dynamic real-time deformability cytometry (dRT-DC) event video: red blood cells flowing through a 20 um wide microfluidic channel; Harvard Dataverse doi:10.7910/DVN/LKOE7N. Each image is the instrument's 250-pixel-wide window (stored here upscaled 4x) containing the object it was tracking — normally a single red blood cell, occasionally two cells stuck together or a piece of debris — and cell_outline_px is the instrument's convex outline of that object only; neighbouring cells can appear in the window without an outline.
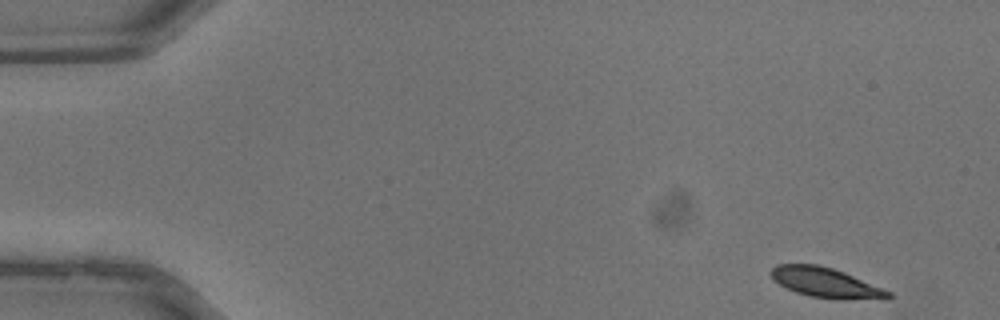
{"species": "common noctule bat (a hibernating species)", "species_latin": "Nyctalus noctula", "temperature_condition": "warm", "stored_images_in_passage": 36, "camera_frame_rate_fps": 3000, "um_per_image_px": 0.085, "animal": {"sex": "male", "body_mass_g": 13.3}, "frame": {"image": 1, "passage_image": 1, "time_ms": 0.0, "image_size_px": [1000, 320], "cell_outline_px": [[892, 296], [888, 300], [844, 300], [812, 296], [796, 292], [772, 280], [768, 272], [776, 264], [816, 264], [832, 268], [844, 272], [892, 292]], "centroid_in_image_um": [70.23, 24.04], "position_along_channel_um": 14.8, "area_um2": 20.69}}
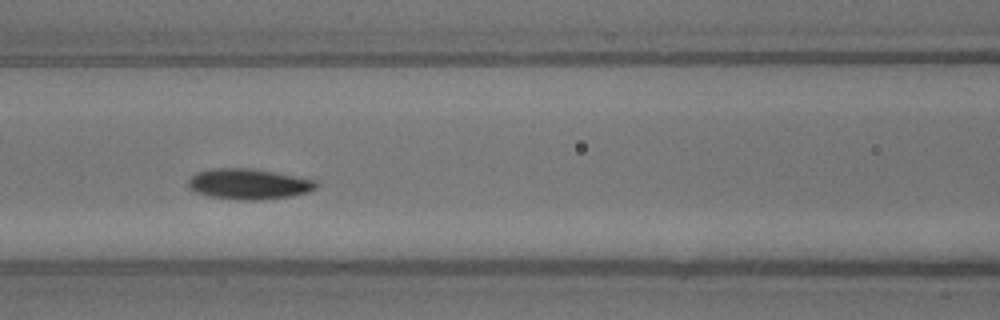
{"frame": {"image": 2, "passage_image": 15, "time_ms": 4.667, "image_size_px": [1000, 320], "cell_outline_px": [[320, 184], [316, 188], [308, 192], [288, 196], [264, 200], [240, 200], [208, 196], [196, 192], [188, 188], [188, 180], [196, 172], [212, 168], [252, 168], [316, 180]], "centroid_in_image_um": [21.12, 15.64], "position_along_channel_um": 145.5, "area_um2": 22.89}}
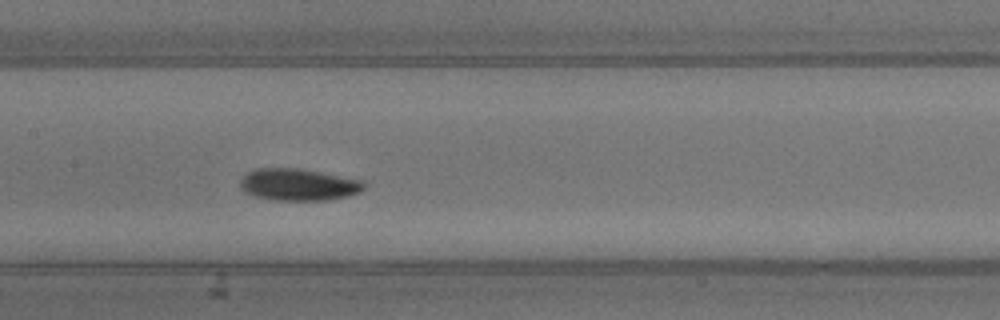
{"frame": {"image": 3, "passage_image": 17, "time_ms": 5.333, "image_size_px": [1000, 320], "cell_outline_px": [[364, 188], [360, 192], [348, 196], [324, 200], [276, 200], [256, 196], [244, 192], [240, 188], [240, 180], [248, 172], [256, 168], [300, 168], [364, 180]], "centroid_in_image_um": [25.37, 15.68], "position_along_channel_um": 182.0, "area_um2": 23.06}}